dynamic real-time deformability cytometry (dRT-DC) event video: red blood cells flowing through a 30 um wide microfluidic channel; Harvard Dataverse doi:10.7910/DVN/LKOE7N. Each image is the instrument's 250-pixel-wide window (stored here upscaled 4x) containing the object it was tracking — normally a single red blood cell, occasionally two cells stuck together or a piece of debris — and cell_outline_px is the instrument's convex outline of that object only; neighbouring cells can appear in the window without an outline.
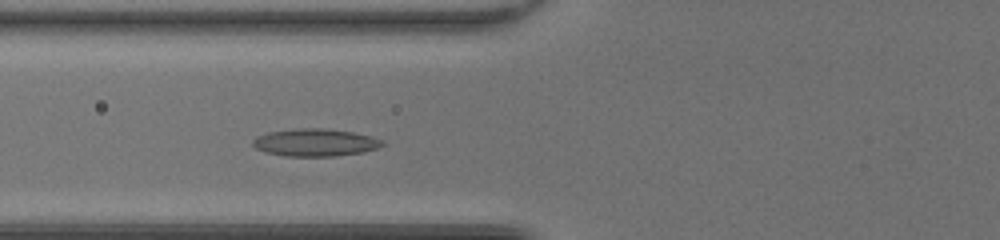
{"species": "common noctule bat (a hibernating species)", "species_latin": "Nyctalus noctula", "temperature_condition": "room temperature", "stored_images_in_passage": 36, "camera_frame_rate_fps": 3000, "um_per_image_px": 0.085, "animal": {"sex": "female", "body_mass_g": 20.0, "forearm_length_mm": 54.0}, "frame": {"image": 1, "passage_image": 11, "time_ms": 3.333, "image_size_px": [1000, 240], "cell_outline_px": [[384, 144], [376, 148], [364, 152], [336, 156], [284, 156], [268, 152], [256, 148], [252, 144], [252, 140], [256, 136], [268, 132], [300, 128], [324, 128], [352, 132], [384, 140]], "centroid_in_image_um": [26.78, 12.11], "position_along_channel_um": 99.0, "area_um2": 20.63}}
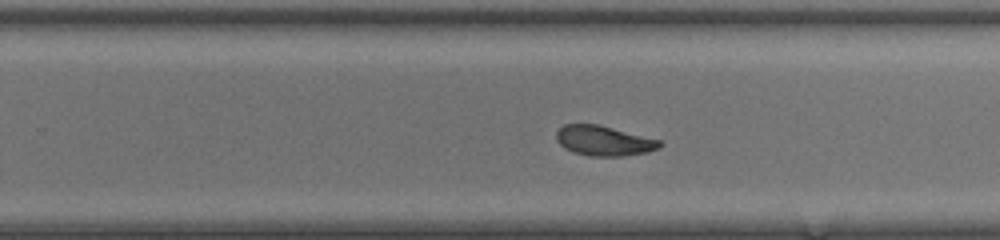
{"frame": {"image": 2, "passage_image": 24, "time_ms": 7.667, "image_size_px": [1000, 240], "cell_outline_px": [[664, 144], [660, 148], [648, 152], [620, 156], [588, 156], [572, 152], [564, 148], [556, 140], [556, 132], [564, 124], [596, 124], [660, 140]], "centroid_in_image_um": [51.31, 11.97], "position_along_channel_um": 278.5, "area_um2": 18.03}}
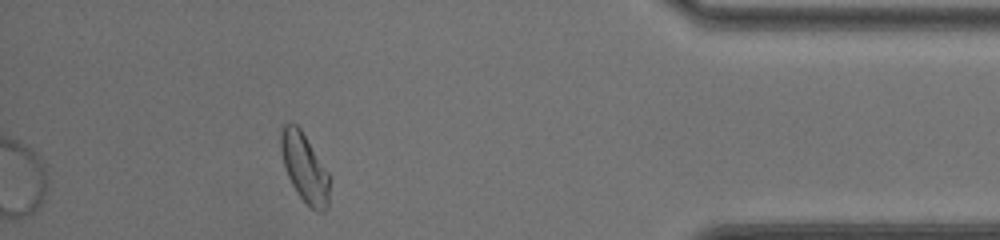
{"frame": {"image": 3, "passage_image": 36, "time_ms": 11.667, "image_size_px": [1000, 240], "cell_outline_px": [[328, 208], [324, 212], [320, 212], [312, 208], [300, 196], [292, 184], [288, 176], [284, 164], [280, 148], [280, 132], [284, 124], [296, 124], [300, 128], [328, 172]], "centroid_in_image_um": [25.87, 14.25], "position_along_channel_um": 409.3, "area_um2": 19.02}, "authors_computed_cell_mechanics": {"area_um2": 19.0162, "velocity_mm_per_s": 4.1366, "shape_relaxation_time_tau1_ms": 9.7921, "shape_relaxation_time_tau2_ms": 2.1972, "deformation_change_tau1": 0.2153, "deformation_change_tau2": 0.0764}}